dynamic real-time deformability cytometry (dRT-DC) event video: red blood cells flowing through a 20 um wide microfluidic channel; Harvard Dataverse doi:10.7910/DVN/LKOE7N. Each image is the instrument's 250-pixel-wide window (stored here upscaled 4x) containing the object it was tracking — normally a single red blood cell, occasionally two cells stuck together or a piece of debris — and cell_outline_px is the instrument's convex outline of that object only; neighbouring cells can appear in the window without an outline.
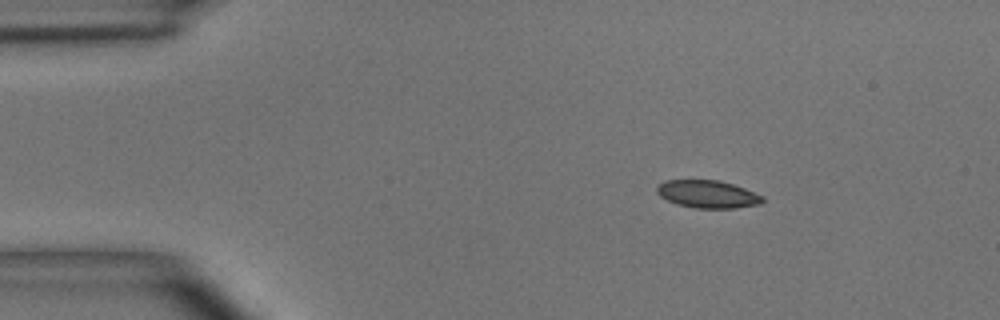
{"species": "common noctule bat (a hibernating species)", "species_latin": "Nyctalus noctula", "temperature_condition": "room temperature", "stored_images_in_passage": 3, "camera_frame_rate_fps": 3000, "um_per_image_px": 0.085, "animal": {"sex": "male", "body_mass_g": 15.6}, "frame": {"image": 1, "passage_image": 1, "time_ms": 0.0, "image_size_px": [1000, 320], "cell_outline_px": [[764, 200], [760, 204], [736, 208], [692, 208], [676, 204], [660, 196], [656, 192], [656, 188], [664, 180], [716, 180], [732, 184], [744, 188], [764, 196]], "centroid_in_image_um": [60.15, 16.51], "position_along_channel_um": 24.9, "area_um2": 17.05}}
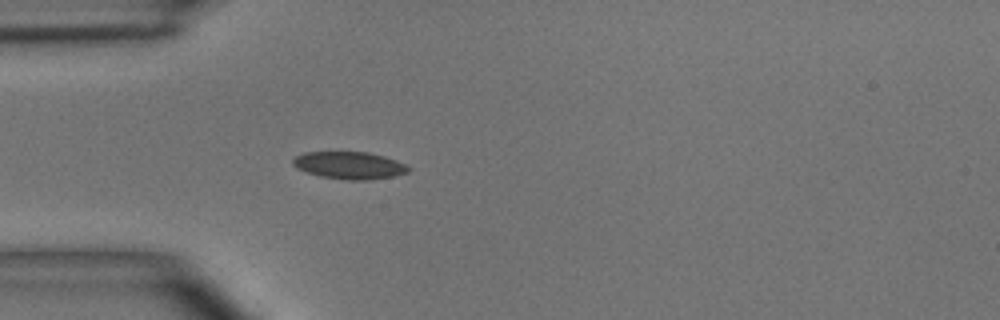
{"frame": {"image": 2, "passage_image": 3, "time_ms": 2.333, "image_size_px": [1000, 320], "cell_outline_px": [[412, 168], [408, 172], [396, 176], [368, 180], [348, 180], [320, 176], [296, 168], [292, 164], [292, 160], [296, 156], [304, 152], [368, 152], [384, 156], [396, 160]], "centroid_in_image_um": [29.72, 14.05], "position_along_channel_um": 55.3, "area_um2": 18.44}}